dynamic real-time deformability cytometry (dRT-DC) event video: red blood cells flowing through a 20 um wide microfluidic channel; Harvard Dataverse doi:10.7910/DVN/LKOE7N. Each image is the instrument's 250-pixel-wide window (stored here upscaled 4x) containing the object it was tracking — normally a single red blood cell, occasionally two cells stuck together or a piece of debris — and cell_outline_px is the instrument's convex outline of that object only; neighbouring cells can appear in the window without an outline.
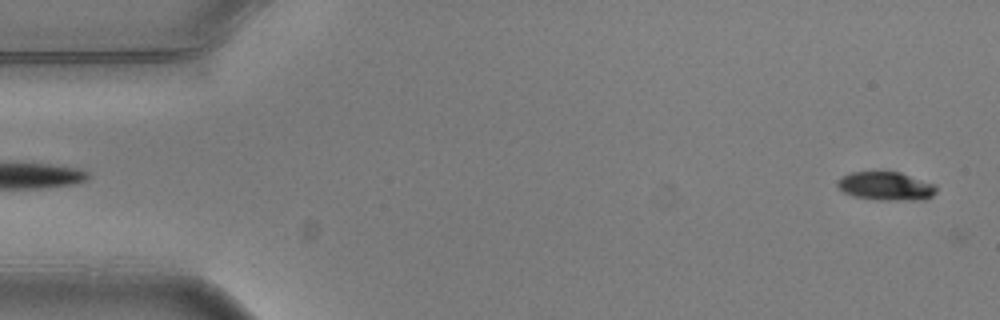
{"species": "common noctule bat (a hibernating species)", "species_latin": "Nyctalus noctula", "temperature_condition": "warm", "stored_images_in_passage": 5, "camera_frame_rate_fps": 3000, "um_per_image_px": 0.085, "animal": {"sex": "male", "body_mass_g": 20.5, "forearm_length_mm": 52.5}, "frame": {"image": 1, "passage_image": 5, "time_ms": 1.333, "image_size_px": [1000, 320], "cell_outline_px": [[936, 192], [932, 196], [924, 200], [880, 200], [852, 196], [844, 192], [836, 184], [836, 180], [840, 176], [852, 172], [900, 172], [936, 184]], "centroid_in_image_um": [75.3, 15.82], "position_along_channel_um": 9.7, "area_um2": 16.59}}